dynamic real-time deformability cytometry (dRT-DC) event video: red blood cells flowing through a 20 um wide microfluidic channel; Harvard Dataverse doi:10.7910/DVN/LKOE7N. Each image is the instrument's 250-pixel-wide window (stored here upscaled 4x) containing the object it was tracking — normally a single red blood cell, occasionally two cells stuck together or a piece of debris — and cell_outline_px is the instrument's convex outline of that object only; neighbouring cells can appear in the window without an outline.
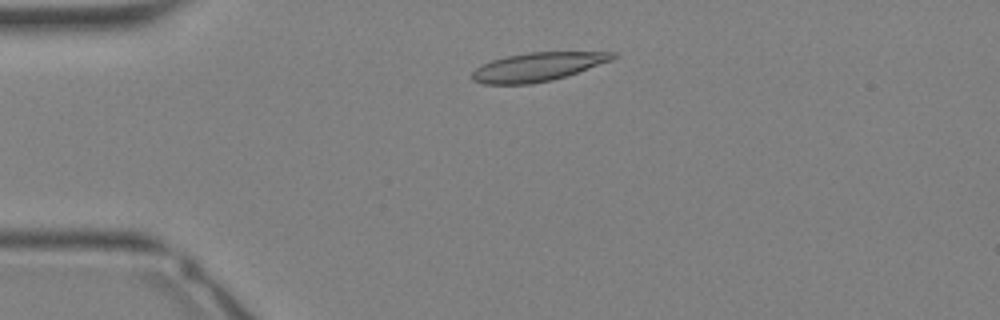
{"species": "Egyptian fruit bat (a non-hibernating species)", "species_latin": "Rousettus aegyptiacus", "temperature_condition": "warm", "stored_images_in_passage": 31, "camera_frame_rate_fps": 3000, "um_per_image_px": 0.085, "animal": {"sex": "female"}, "frame": {"image": 1, "passage_image": 5, "time_ms": 1.333, "image_size_px": [1000, 320], "cell_outline_px": [[620, 56], [612, 60], [552, 80], [532, 84], [484, 84], [472, 80], [472, 72], [480, 64], [504, 56], [528, 52], [616, 52]], "centroid_in_image_um": [45.67, 5.67], "position_along_channel_um": 39.3, "area_um2": 23.47}}
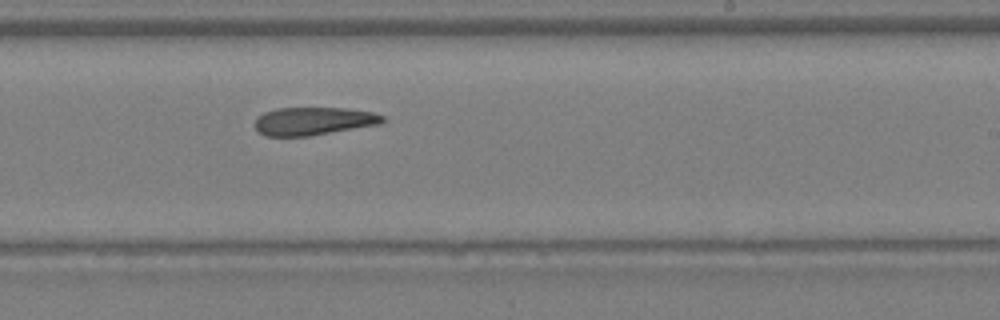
{"frame": {"image": 2, "passage_image": 18, "time_ms": 5.667, "image_size_px": [1000, 320], "cell_outline_px": [[384, 120], [380, 124], [308, 136], [268, 136], [260, 132], [256, 128], [256, 120], [264, 112], [276, 108], [348, 108], [372, 112], [384, 116]], "centroid_in_image_um": [26.67, 10.28], "position_along_channel_um": 262.3, "area_um2": 20.58}}
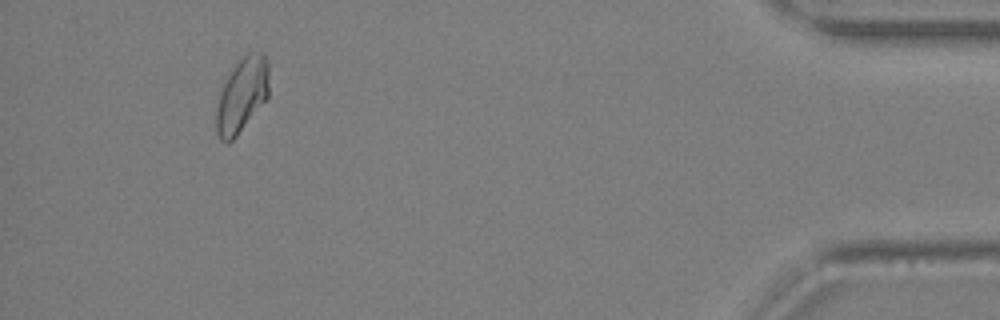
{"frame": {"image": 3, "passage_image": 29, "time_ms": 9.333, "image_size_px": [1000, 320], "cell_outline_px": [[268, 96], [236, 136], [228, 144], [220, 140], [216, 132], [216, 108], [224, 84], [232, 68], [248, 52], [264, 52], [268, 64]], "centroid_in_image_um": [20.56, 8.08], "position_along_channel_um": 414.6, "area_um2": 22.48}}